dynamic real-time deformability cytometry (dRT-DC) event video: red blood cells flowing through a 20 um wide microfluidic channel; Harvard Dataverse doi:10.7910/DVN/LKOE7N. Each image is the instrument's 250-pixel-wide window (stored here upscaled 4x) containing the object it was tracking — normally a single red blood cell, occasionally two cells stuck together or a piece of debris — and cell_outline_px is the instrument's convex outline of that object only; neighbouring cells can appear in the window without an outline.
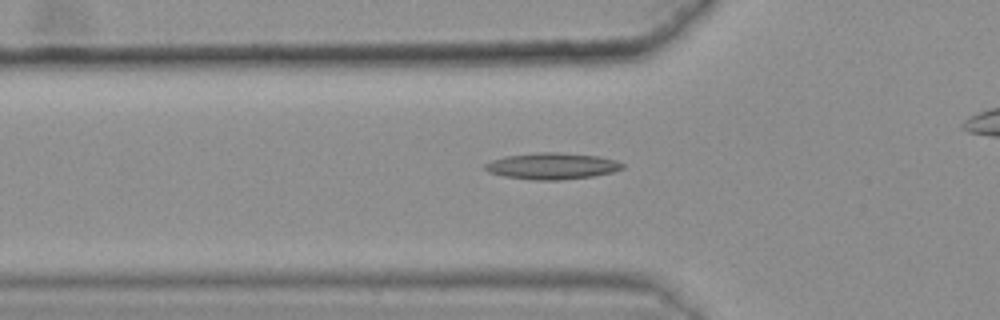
{"species": "common noctule bat (a hibernating species)", "species_latin": "Nyctalus noctula", "temperature_condition": "warm", "stored_images_in_passage": 37, "camera_frame_rate_fps": 3000, "um_per_image_px": 0.085, "animal": {"sex": "female", "body_mass_g": 25.1}, "frame": {"image": 1, "passage_image": 6, "time_ms": 1.667, "image_size_px": [1000, 320], "cell_outline_px": [[624, 168], [612, 172], [592, 176], [560, 180], [532, 180], [504, 176], [488, 172], [484, 168], [484, 164], [492, 160], [504, 156], [540, 152], [560, 152], [600, 156], [616, 160], [624, 164]], "centroid_in_image_um": [46.92, 14.11], "position_along_channel_um": 78.9, "area_um2": 21.27}}
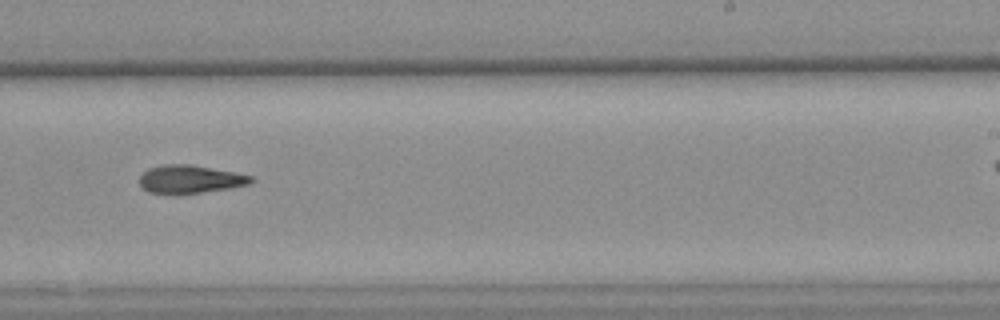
{"frame": {"image": 2, "passage_image": 22, "time_ms": 7.0, "image_size_px": [1000, 320], "cell_outline_px": [[256, 180], [248, 184], [228, 188], [200, 192], [148, 192], [140, 188], [140, 176], [148, 168], [164, 164], [188, 164], [236, 172], [252, 176]], "centroid_in_image_um": [16.16, 15.2], "position_along_channel_um": 272.8, "area_um2": 17.86}}